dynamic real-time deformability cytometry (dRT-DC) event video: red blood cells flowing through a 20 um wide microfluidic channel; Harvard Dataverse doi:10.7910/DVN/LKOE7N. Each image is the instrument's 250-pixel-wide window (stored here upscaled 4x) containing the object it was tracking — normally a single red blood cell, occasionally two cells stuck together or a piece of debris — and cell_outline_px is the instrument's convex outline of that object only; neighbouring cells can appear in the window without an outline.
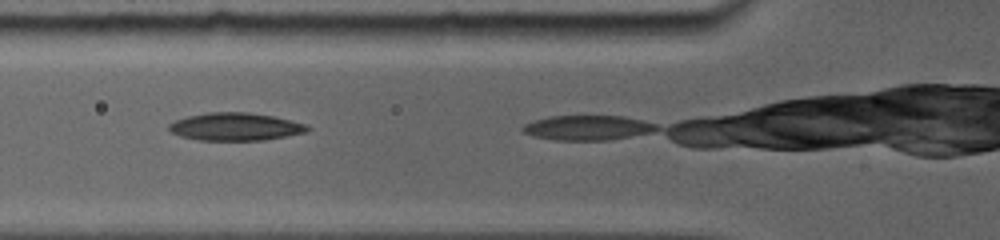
{"species": "common noctule bat (a hibernating species)", "species_latin": "Nyctalus noctula", "temperature_condition": "room temperature", "stored_images_in_passage": 4, "camera_frame_rate_fps": 5000, "um_per_image_px": 0.085, "animal": {"sex": "female", "body_mass_g": 19.0, "forearm_length_mm": 56.7}, "frame": {"image": 1, "passage_image": 2, "time_ms": 1.0, "image_size_px": [1000, 240], "cell_outline_px": [[312, 128], [308, 132], [264, 140], [200, 140], [180, 136], [172, 132], [168, 128], [168, 124], [176, 120], [188, 116], [208, 112], [248, 112], [272, 116], [304, 124]], "centroid_in_image_um": [20.0, 10.77], "position_along_channel_um": 105.8, "area_um2": 22.25}}